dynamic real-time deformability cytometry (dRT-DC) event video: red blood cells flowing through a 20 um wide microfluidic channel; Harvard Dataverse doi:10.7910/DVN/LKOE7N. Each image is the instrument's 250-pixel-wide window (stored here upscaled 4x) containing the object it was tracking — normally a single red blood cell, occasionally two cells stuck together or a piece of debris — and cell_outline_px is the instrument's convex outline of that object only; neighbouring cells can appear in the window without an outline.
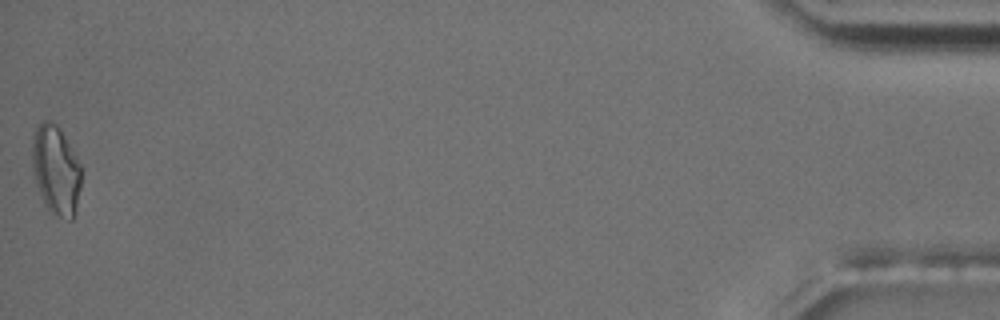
{"species": "common noctule bat (a hibernating species)", "species_latin": "Nyctalus noctula", "temperature_condition": "room temperature", "stored_images_in_passage": 48, "camera_frame_rate_fps": 3000, "um_per_image_px": 0.085, "animal": {"sex": "male", "body_mass_g": 17.5, "forearm_length_mm": 52.3}, "frame": {"image": 1, "passage_image": 48, "time_ms": 15.667, "image_size_px": [1000, 320], "cell_outline_px": [[80, 188], [76, 212], [72, 220], [68, 220], [52, 212], [44, 204], [36, 184], [32, 164], [32, 136], [36, 128], [44, 120], [48, 120], [56, 124], [60, 128], [80, 164]], "centroid_in_image_um": [4.74, 14.45], "position_along_channel_um": 430.5, "area_um2": 25.37}, "authors_computed_cell_mechanics": {"area_um2": 19.9121, "velocity_mm_per_s": 3.6869, "shape_relaxation_time_tau1_ms": 4.1934, "shape_relaxation_time_tau2_ms": 3.5256, "deformation_change_tau1": 0.1438, "deformation_change_tau2": 0.1177}}